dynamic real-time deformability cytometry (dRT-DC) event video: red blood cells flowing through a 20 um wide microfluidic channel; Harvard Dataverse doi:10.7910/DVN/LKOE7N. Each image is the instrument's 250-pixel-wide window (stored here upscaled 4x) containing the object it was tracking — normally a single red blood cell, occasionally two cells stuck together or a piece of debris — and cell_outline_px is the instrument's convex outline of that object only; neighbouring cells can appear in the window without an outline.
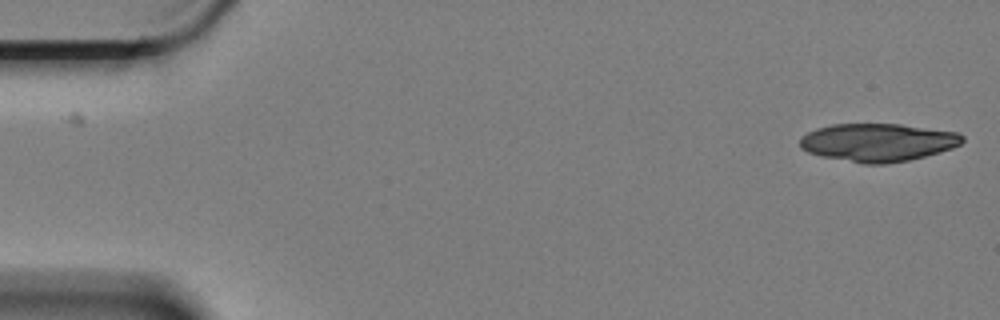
{"species": "Egyptian fruit bat (a non-hibernating species)", "species_latin": "Rousettus aegyptiacus", "temperature_condition": "cold", "stored_images_in_passage": 2, "camera_frame_rate_fps": 3000, "um_per_image_px": 0.085, "animal": {"sex": "female"}, "frame": {"image": 1, "passage_image": 2, "time_ms": 0.333, "image_size_px": [1000, 320], "cell_outline_px": [[964, 140], [960, 144], [952, 148], [924, 156], [908, 160], [884, 164], [864, 164], [820, 156], [808, 152], [800, 148], [800, 136], [816, 128], [832, 124], [900, 124], [960, 132], [964, 136]], "centroid_in_image_um": [74.6, 12.1], "position_along_channel_um": 10.4, "area_um2": 36.13}}